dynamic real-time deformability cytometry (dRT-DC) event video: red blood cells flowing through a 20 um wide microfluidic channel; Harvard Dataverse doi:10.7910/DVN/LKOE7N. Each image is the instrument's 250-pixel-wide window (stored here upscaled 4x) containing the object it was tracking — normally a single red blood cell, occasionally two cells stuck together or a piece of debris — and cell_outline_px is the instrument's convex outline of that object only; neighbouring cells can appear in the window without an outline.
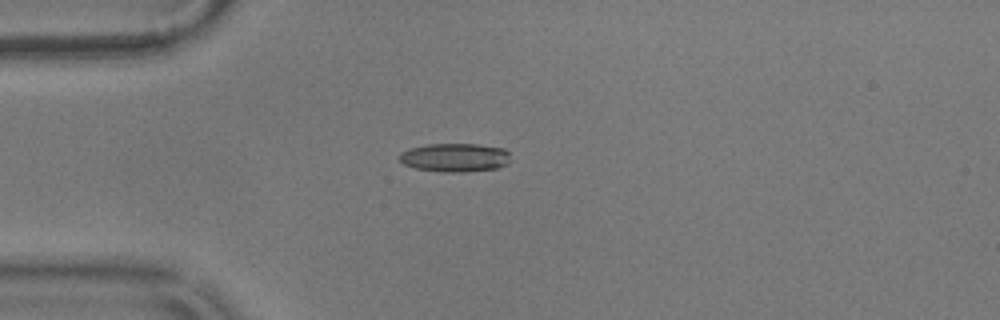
{"species": "common noctule bat (a hibernating species)", "species_latin": "Nyctalus noctula", "temperature_condition": "warm", "stored_images_in_passage": 43, "camera_frame_rate_fps": 3000, "um_per_image_px": 0.085, "animal": {"sex": "male", "body_mass_g": 17.9}, "frame": {"image": 1, "passage_image": 1, "time_ms": 0.0, "image_size_px": [1000, 320], "cell_outline_px": [[508, 164], [496, 168], [464, 172], [444, 172], [416, 168], [404, 164], [396, 156], [400, 152], [412, 148], [428, 144], [476, 144], [504, 148], [508, 152]], "centroid_in_image_um": [38.65, 13.39], "position_along_channel_um": 46.4, "area_um2": 18.44}}
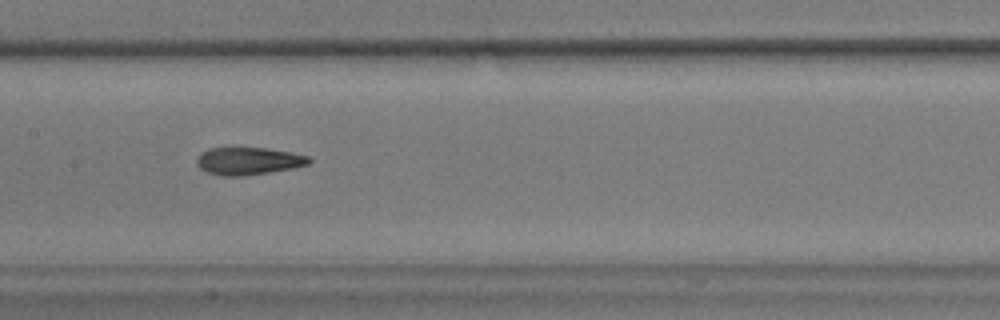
{"frame": {"image": 2, "passage_image": 14, "time_ms": 4.333, "image_size_px": [1000, 320], "cell_outline_px": [[312, 160], [308, 164], [292, 168], [268, 172], [240, 176], [220, 176], [208, 172], [200, 168], [196, 164], [196, 156], [200, 152], [208, 148], [268, 148], [292, 152], [308, 156]], "centroid_in_image_um": [21.07, 13.67], "position_along_channel_um": 186.3, "area_um2": 18.03}}
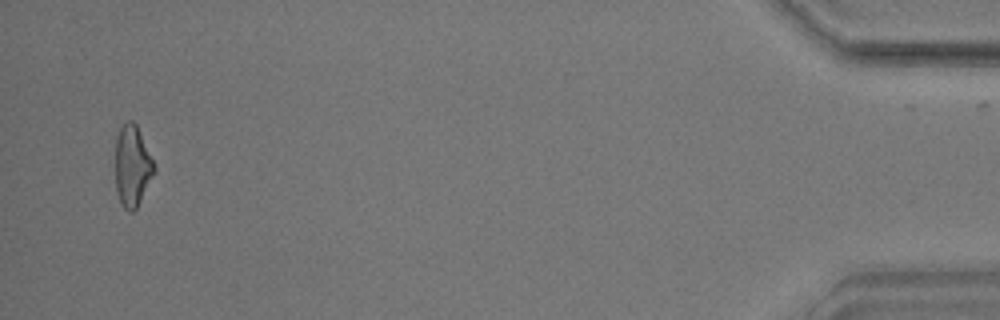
{"frame": {"image": 3, "passage_image": 41, "time_ms": 13.333, "image_size_px": [1000, 320], "cell_outline_px": [[156, 168], [136, 208], [132, 212], [128, 212], [120, 204], [116, 188], [116, 136], [120, 128], [128, 120], [132, 120], [136, 124]], "centroid_in_image_um": [11.22, 14.11], "position_along_channel_um": 424.0, "area_um2": 17.98}, "authors_computed_cell_mechanics": {"area_um2": 18.0336, "velocity_mm_per_s": 3.5783, "shape_relaxation_time_tau1_ms": 6.1343, "shape_relaxation_time_tau2_ms": 3.2252, "deformation_change_tau1": 0.1823, "deformation_change_tau2": 0.1123}}